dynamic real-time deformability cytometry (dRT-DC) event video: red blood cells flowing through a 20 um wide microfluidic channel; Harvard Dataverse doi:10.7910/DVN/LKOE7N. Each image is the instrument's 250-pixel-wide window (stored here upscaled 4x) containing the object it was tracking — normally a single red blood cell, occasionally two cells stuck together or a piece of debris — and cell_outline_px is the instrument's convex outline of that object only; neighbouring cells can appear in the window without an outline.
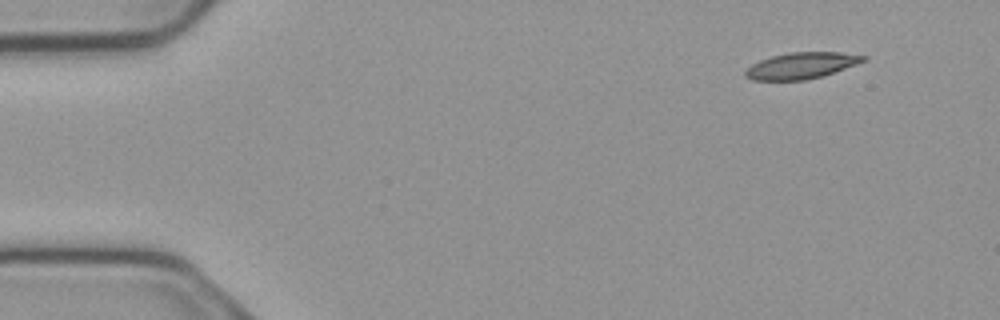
{"species": "common noctule bat (a hibernating species)", "species_latin": "Nyctalus noctula", "temperature_condition": "cold", "stored_images_in_passage": 4, "camera_frame_rate_fps": 3000, "um_per_image_px": 0.085, "animal": {"sex": "male", "body_mass_g": 23.1, "forearm_length_mm": 52.7}, "frame": {"image": 1, "passage_image": 1, "time_ms": 0.0, "image_size_px": [1000, 320], "cell_outline_px": [[868, 60], [820, 76], [804, 80], [752, 80], [744, 76], [744, 72], [752, 64], [760, 60], [772, 56], [788, 52], [840, 52], [868, 56]], "centroid_in_image_um": [68.1, 5.56], "position_along_channel_um": 16.9, "area_um2": 17.92}}
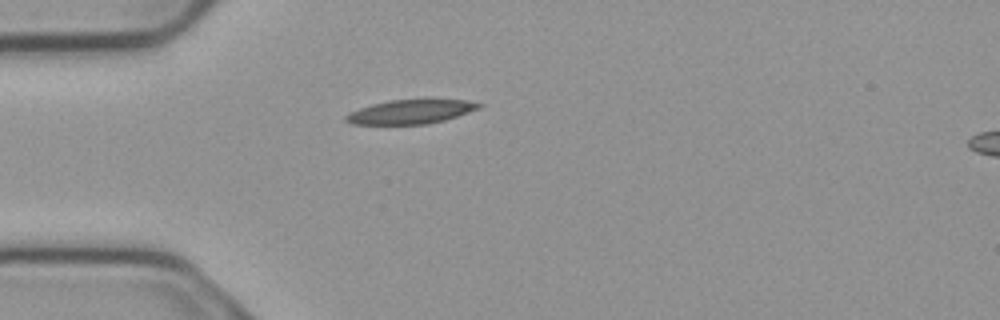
{"frame": {"image": 2, "passage_image": 4, "time_ms": 1.0, "image_size_px": [1000, 320], "cell_outline_px": [[484, 104], [480, 108], [444, 120], [428, 124], [352, 124], [344, 120], [344, 116], [348, 112], [372, 104], [388, 100], [428, 96], [464, 100]], "centroid_in_image_um": [34.94, 9.44], "position_along_channel_um": 50.1, "area_um2": 19.59}}